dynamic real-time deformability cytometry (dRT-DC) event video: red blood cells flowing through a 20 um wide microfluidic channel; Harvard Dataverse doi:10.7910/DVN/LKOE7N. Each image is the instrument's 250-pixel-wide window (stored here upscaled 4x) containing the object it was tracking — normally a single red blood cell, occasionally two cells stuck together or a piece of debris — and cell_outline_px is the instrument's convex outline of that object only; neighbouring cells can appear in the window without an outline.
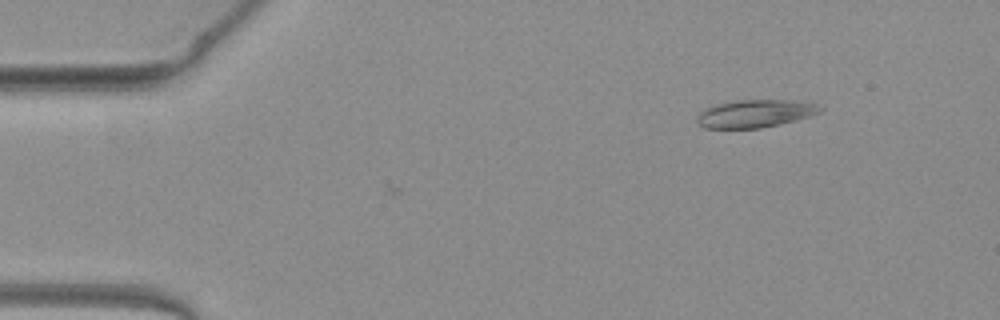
{"species": "common noctule bat (a hibernating species)", "species_latin": "Nyctalus noctula", "temperature_condition": "warm", "stored_images_in_passage": 3, "camera_frame_rate_fps": 3000, "um_per_image_px": 0.085, "animal": {"sex": "female", "body_mass_g": 19.3, "forearm_length_mm": 54.1}, "frame": {"image": 1, "passage_image": 1, "time_ms": 0.0, "image_size_px": [1000, 320], "cell_outline_px": [[824, 108], [820, 112], [808, 116], [780, 124], [760, 128], [704, 128], [696, 120], [696, 116], [704, 108], [716, 104], [736, 100], [792, 100], [816, 104]], "centroid_in_image_um": [64.15, 9.65], "position_along_channel_um": 20.9, "area_um2": 19.83}}